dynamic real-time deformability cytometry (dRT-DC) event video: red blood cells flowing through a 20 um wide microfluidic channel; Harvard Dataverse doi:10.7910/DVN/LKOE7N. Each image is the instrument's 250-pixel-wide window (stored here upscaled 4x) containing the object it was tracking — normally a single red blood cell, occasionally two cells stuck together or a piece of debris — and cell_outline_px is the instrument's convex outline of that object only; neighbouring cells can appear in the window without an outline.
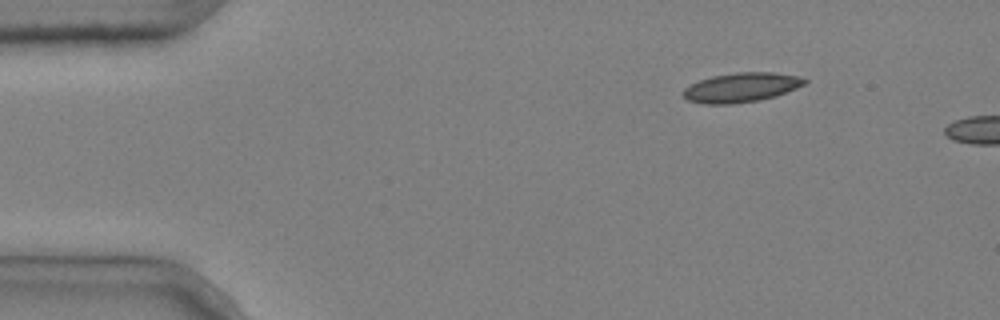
{"species": "common noctule bat (a hibernating species)", "species_latin": "Nyctalus noctula", "temperature_condition": "cold", "stored_images_in_passage": 2, "camera_frame_rate_fps": 3000, "um_per_image_px": 0.085, "animal": {"sex": "male", "body_mass_g": 20.4}, "frame": {"image": 1, "passage_image": 1, "time_ms": 0.0, "image_size_px": [1000, 320], "cell_outline_px": [[808, 80], [804, 84], [796, 88], [776, 96], [756, 100], [732, 104], [704, 104], [688, 100], [684, 96], [684, 88], [700, 80], [712, 76], [736, 72], [776, 72], [796, 76]], "centroid_in_image_um": [63.01, 7.43], "position_along_channel_um": 22.0, "area_um2": 20.58}}